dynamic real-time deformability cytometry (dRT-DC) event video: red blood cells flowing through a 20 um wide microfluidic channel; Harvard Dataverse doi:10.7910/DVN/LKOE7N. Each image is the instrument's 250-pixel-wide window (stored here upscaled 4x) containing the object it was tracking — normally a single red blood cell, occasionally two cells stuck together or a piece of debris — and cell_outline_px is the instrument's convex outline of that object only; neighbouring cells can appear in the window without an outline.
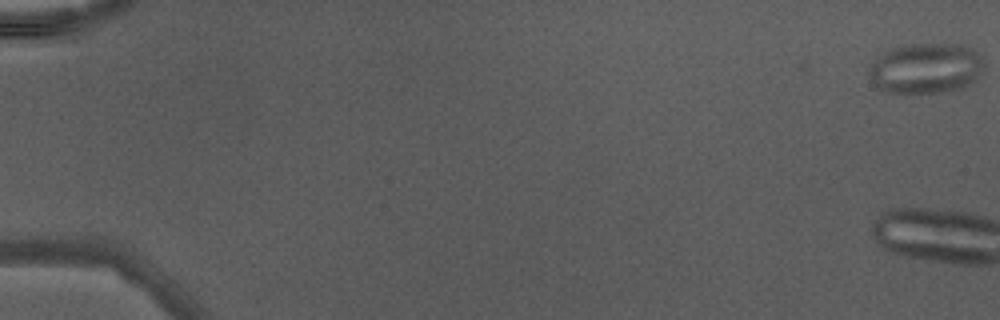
{"species": "Egyptian fruit bat (a non-hibernating species)", "species_latin": "Rousettus aegyptiacus", "temperature_condition": "warm", "stored_images_in_passage": 4, "camera_frame_rate_fps": 3000, "um_per_image_px": 0.085, "animal": {"sex": "male"}, "frame": {"image": 1, "passage_image": 1, "time_ms": 0.0, "image_size_px": [1000, 320], "cell_outline_px": [[984, 64], [976, 80], [960, 88], [940, 92], [884, 92], [868, 76], [868, 68], [880, 52], [892, 48], [908, 44], [968, 44], [980, 56]], "centroid_in_image_um": [78.68, 5.77], "position_along_channel_um": 6.3, "area_um2": 33.81}}